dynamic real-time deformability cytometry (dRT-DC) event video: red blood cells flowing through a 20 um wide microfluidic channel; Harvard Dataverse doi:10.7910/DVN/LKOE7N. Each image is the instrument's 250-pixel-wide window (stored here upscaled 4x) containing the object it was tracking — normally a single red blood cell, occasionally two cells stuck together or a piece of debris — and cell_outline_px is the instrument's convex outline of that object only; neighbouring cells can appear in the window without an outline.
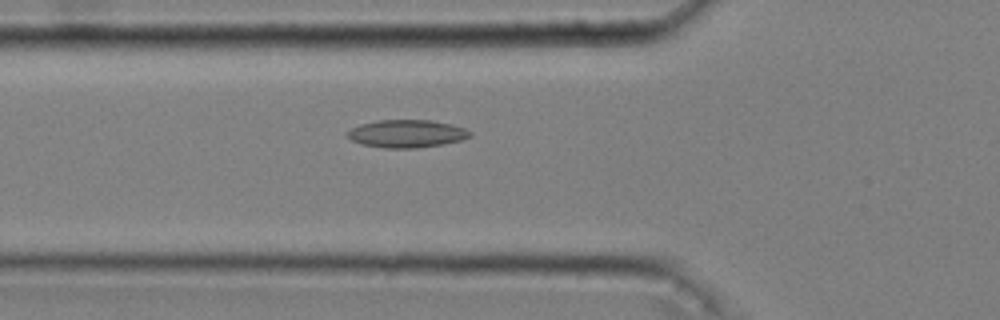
{"species": "common noctule bat (a hibernating species)", "species_latin": "Nyctalus noctula", "temperature_condition": "cold", "stored_images_in_passage": 43, "camera_frame_rate_fps": 3000, "um_per_image_px": 0.085, "animal": {"sex": "male", "body_mass_g": 20.4}, "frame": {"image": 1, "passage_image": 14, "time_ms": 4.333, "image_size_px": [1000, 320], "cell_outline_px": [[472, 136], [460, 140], [444, 144], [416, 148], [384, 148], [360, 144], [344, 136], [344, 132], [360, 124], [380, 120], [432, 120], [452, 124], [464, 128], [472, 132]], "centroid_in_image_um": [34.54, 11.36], "position_along_channel_um": 91.3, "area_um2": 20.06}}
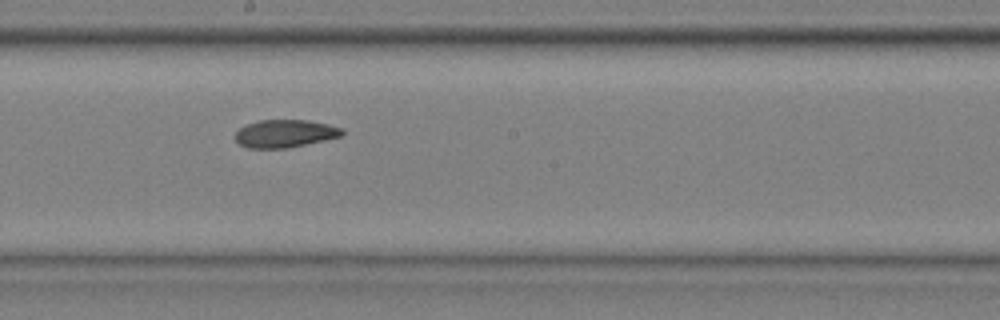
{"frame": {"image": 2, "passage_image": 25, "time_ms": 8.0, "image_size_px": [1000, 320], "cell_outline_px": [[344, 136], [288, 148], [248, 148], [240, 144], [236, 140], [236, 132], [240, 128], [248, 124], [260, 120], [308, 120], [328, 124], [344, 128]], "centroid_in_image_um": [24.28, 11.35], "position_along_channel_um": 223.9, "area_um2": 17.34}}
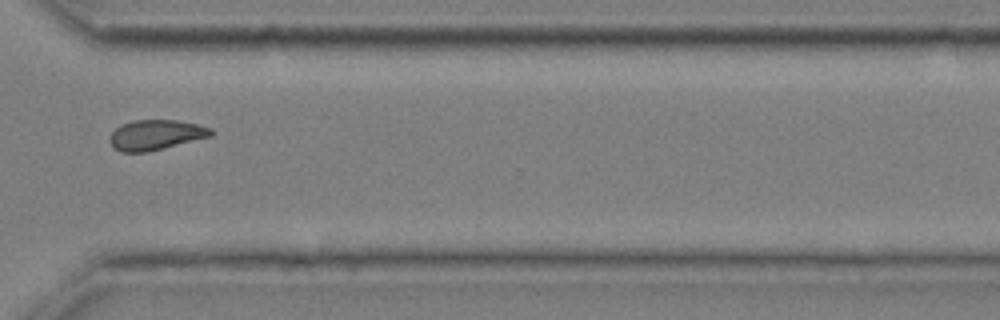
{"frame": {"image": 3, "passage_image": 36, "time_ms": 11.667, "image_size_px": [1000, 320], "cell_outline_px": [[216, 132], [212, 136], [148, 152], [120, 152], [108, 140], [112, 132], [120, 124], [132, 120], [176, 120], [196, 124], [212, 128]], "centroid_in_image_um": [13.26, 11.46], "position_along_channel_um": 357.3, "area_um2": 17.86}, "authors_computed_cell_mechanics": {"area_um2": 18.1492, "velocity_mm_per_s": 3.6199, "shape_relaxation_time_tau1_ms": null, "shape_relaxation_time_tau2_ms": 5.3827, "deformation_change_tau1": null, "deformation_change_tau2": 0.1024}}